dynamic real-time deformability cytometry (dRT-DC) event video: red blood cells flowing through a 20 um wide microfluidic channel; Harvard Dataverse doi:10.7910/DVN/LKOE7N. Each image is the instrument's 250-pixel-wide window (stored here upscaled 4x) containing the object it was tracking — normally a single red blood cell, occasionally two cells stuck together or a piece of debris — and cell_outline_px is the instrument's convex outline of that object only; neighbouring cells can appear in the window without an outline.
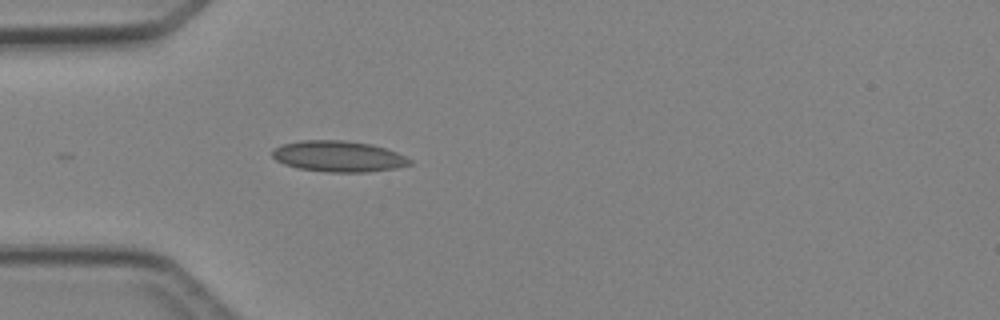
{"species": "Egyptian fruit bat (a non-hibernating species)", "species_latin": "Rousettus aegyptiacus", "temperature_condition": "cold", "stored_images_in_passage": 2, "camera_frame_rate_fps": 3000, "um_per_image_px": 0.085, "animal": {"sex": "female"}, "frame": {"image": 1, "passage_image": 2, "time_ms": 1.333, "image_size_px": [1000, 320], "cell_outline_px": [[412, 164], [396, 168], [368, 172], [328, 172], [300, 168], [284, 164], [276, 160], [272, 156], [272, 148], [284, 144], [300, 140], [344, 140], [372, 144], [396, 152], [412, 160]], "centroid_in_image_um": [28.76, 13.28], "position_along_channel_um": 56.2, "area_um2": 24.8}}